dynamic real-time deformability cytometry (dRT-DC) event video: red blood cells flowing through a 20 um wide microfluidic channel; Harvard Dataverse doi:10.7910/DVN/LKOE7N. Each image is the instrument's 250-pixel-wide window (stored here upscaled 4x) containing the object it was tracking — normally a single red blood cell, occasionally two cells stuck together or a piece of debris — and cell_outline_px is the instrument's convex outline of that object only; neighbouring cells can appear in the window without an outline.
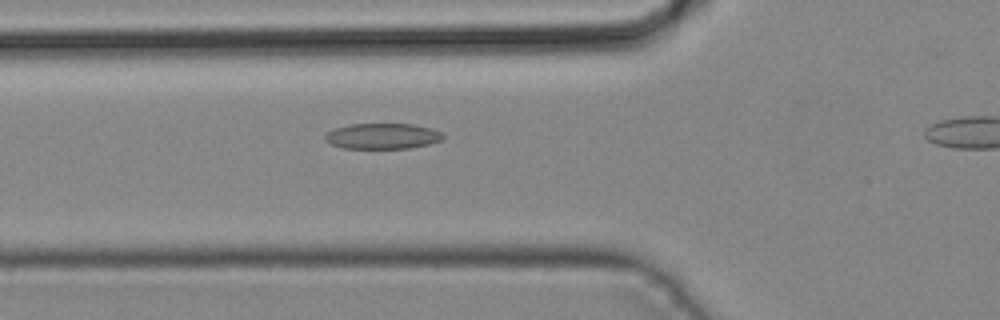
{"species": "common noctule bat (a hibernating species)", "species_latin": "Nyctalus noctula", "temperature_condition": "cold", "stored_images_in_passage": 36, "segment_of_instrument_passage": [1, 2], "camera_frame_rate_fps": 3000, "um_per_image_px": 0.085, "animal": {"sex": "male", "body_mass_g": 19.2, "forearm_length_mm": 51.8}, "frame": {"image": 1, "passage_image": 16, "time_ms": 5.0, "image_size_px": [1000, 320], "cell_outline_px": [[444, 136], [440, 140], [428, 144], [408, 148], [344, 148], [332, 144], [324, 140], [324, 136], [328, 132], [336, 128], [352, 124], [412, 124], [432, 128], [440, 132]], "centroid_in_image_um": [32.5, 11.57], "position_along_channel_um": 93.3, "area_um2": 17.4}}
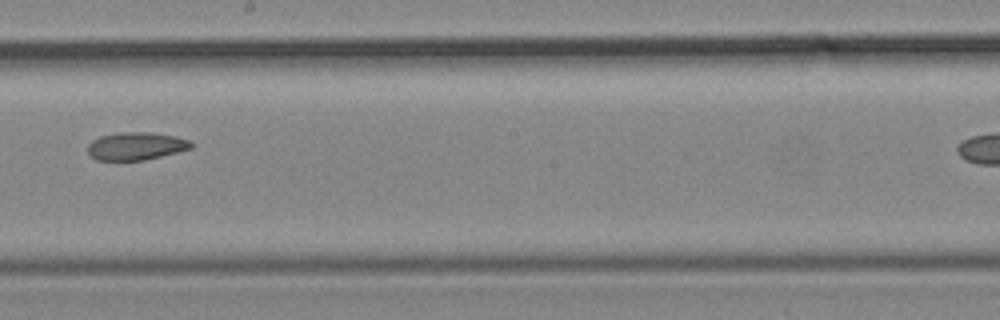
{"frame": {"image": 2, "passage_image": 25, "time_ms": 8.0, "image_size_px": [1000, 320], "cell_outline_px": [[192, 148], [144, 160], [96, 160], [88, 152], [88, 144], [92, 140], [100, 136], [124, 132], [152, 132], [176, 136], [188, 140], [192, 144]], "centroid_in_image_um": [11.55, 12.41], "position_along_channel_um": 236.7, "area_um2": 16.59}}
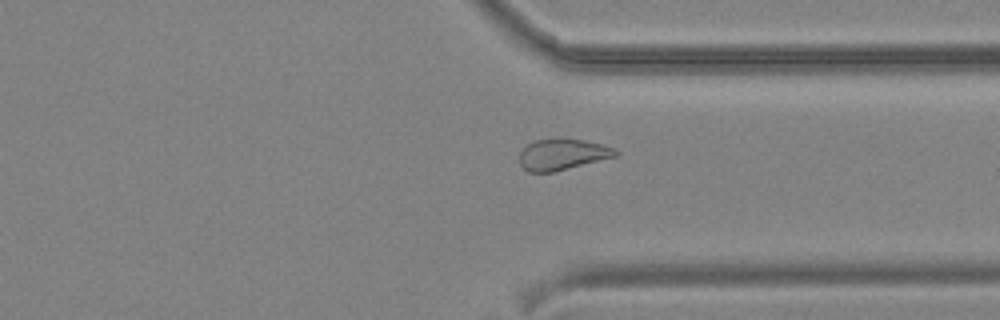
{"frame": {"image": 3, "passage_image": 33, "time_ms": 10.667, "image_size_px": [1000, 320], "cell_outline_px": [[620, 152], [616, 156], [552, 172], [528, 172], [520, 164], [520, 152], [528, 144], [536, 140], [584, 140], [616, 148]], "centroid_in_image_um": [47.82, 13.14], "position_along_channel_um": 363.6, "area_um2": 16.88}}